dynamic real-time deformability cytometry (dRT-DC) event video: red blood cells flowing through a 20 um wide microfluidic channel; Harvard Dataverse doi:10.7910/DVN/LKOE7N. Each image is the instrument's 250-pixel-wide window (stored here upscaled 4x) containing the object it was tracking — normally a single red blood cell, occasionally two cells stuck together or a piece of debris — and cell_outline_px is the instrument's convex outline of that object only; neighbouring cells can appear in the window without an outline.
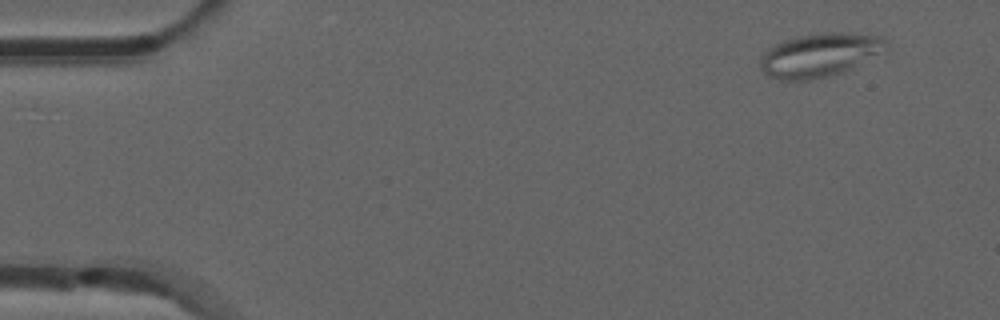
{"species": "common noctule bat (a hibernating species)", "species_latin": "Nyctalus noctula", "temperature_condition": "room temperature", "stored_images_in_passage": 49, "camera_frame_rate_fps": 3000, "um_per_image_px": 0.085, "animal": {"sex": "male", "forearm_length_mm": 52.5}, "frame": {"image": 1, "passage_image": 1, "time_ms": 0.0, "image_size_px": [1000, 320], "cell_outline_px": [[888, 48], [852, 68], [828, 76], [808, 80], [776, 80], [768, 76], [760, 68], [760, 60], [764, 52], [768, 48], [784, 40], [796, 36], [824, 32], [852, 32], [880, 36], [888, 44]], "centroid_in_image_um": [69.64, 4.66], "position_along_channel_um": 15.4, "area_um2": 32.02}}
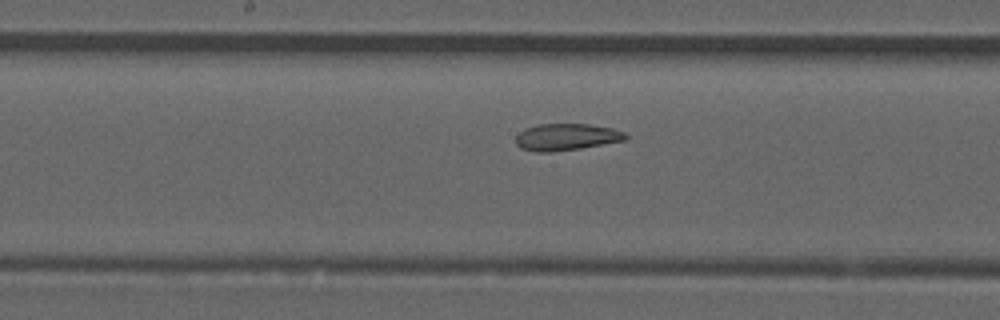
{"frame": {"image": 2, "passage_image": 24, "time_ms": 7.667, "image_size_px": [1000, 320], "cell_outline_px": [[628, 140], [580, 148], [552, 152], [536, 152], [520, 148], [516, 144], [516, 136], [520, 132], [528, 128], [540, 124], [588, 124], [612, 128], [628, 132]], "centroid_in_image_um": [48.2, 11.65], "position_along_channel_um": 200.0, "area_um2": 17.22}}
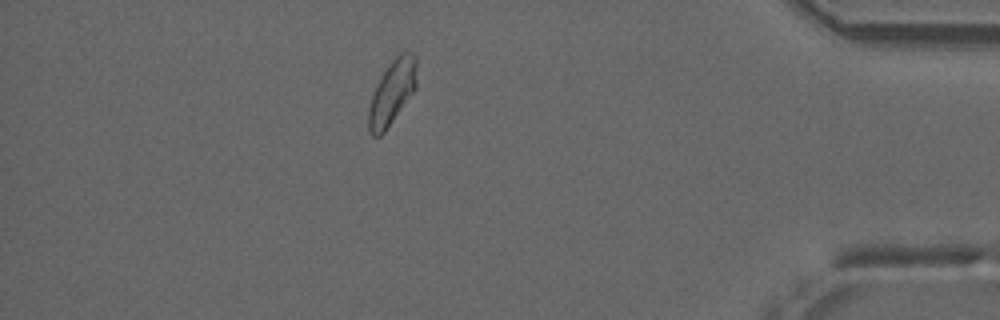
{"frame": {"image": 3, "passage_image": 43, "time_ms": 14.0, "image_size_px": [1000, 320], "cell_outline_px": [[416, 88], [384, 132], [380, 136], [372, 136], [368, 132], [368, 108], [376, 84], [388, 64], [400, 52], [412, 52], [416, 56]], "centroid_in_image_um": [33.31, 7.84], "position_along_channel_um": 401.9, "area_um2": 17.98}, "authors_computed_cell_mechanics": {"area_um2": 18.0336, "velocity_mm_per_s": 3.8722, "shape_relaxation_time_tau1_ms": null, "shape_relaxation_time_tau2_ms": 2.8384, "deformation_change_tau1": null, "deformation_change_tau2": 0.0979}}